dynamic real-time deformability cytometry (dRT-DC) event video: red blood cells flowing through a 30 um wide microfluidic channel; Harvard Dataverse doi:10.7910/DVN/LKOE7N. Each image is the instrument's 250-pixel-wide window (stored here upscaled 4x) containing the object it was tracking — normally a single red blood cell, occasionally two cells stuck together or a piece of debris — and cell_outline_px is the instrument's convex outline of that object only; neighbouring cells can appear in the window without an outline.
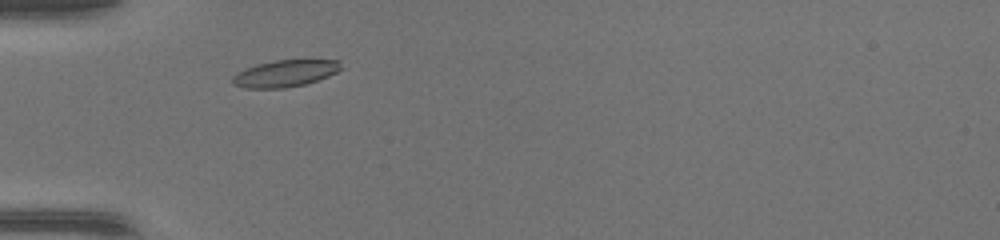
{"species": "common noctule bat (a hibernating species)", "species_latin": "Nyctalus noctula", "temperature_condition": "warm", "stored_images_in_passage": 37, "camera_frame_rate_fps": 3000, "um_per_image_px": 0.085, "animal": {"sex": "female", "body_mass_g": 17.0, "forearm_length_mm": 48.0}, "frame": {"image": 1, "passage_image": 5, "time_ms": 1.333, "image_size_px": [1000, 240], "cell_outline_px": [[340, 68], [336, 72], [328, 76], [304, 84], [284, 88], [244, 88], [232, 84], [232, 76], [236, 72], [256, 64], [276, 60], [340, 60]], "centroid_in_image_um": [24.17, 6.24], "position_along_channel_um": 60.8, "area_um2": 16.82}}
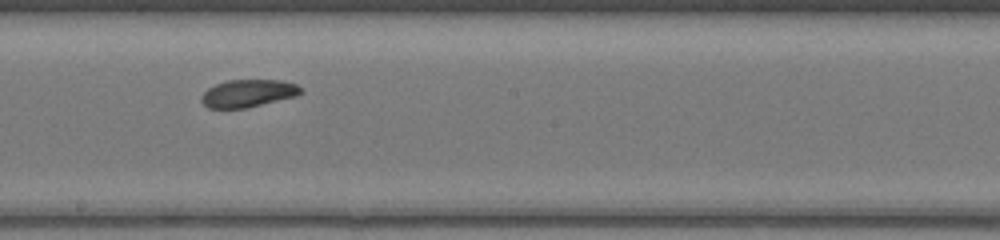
{"frame": {"image": 2, "passage_image": 17, "time_ms": 5.333, "image_size_px": [1000, 240], "cell_outline_px": [[304, 92], [296, 96], [244, 108], [208, 108], [200, 100], [200, 96], [208, 88], [216, 84], [228, 80], [280, 80], [296, 84]], "centroid_in_image_um": [21.07, 7.93], "position_along_channel_um": 227.1, "area_um2": 15.84}}
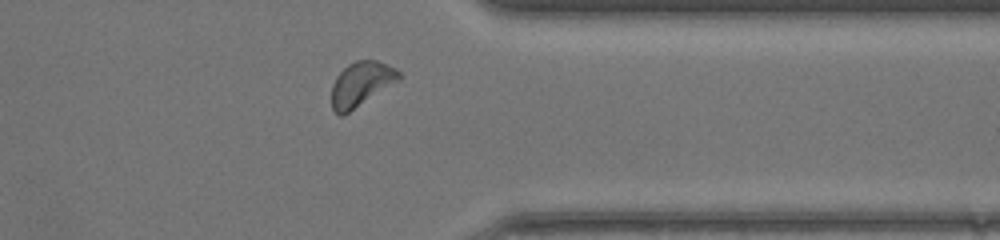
{"frame": {"image": 3, "passage_image": 28, "time_ms": 9.0, "image_size_px": [1000, 240], "cell_outline_px": [[400, 80], [348, 112], [340, 116], [332, 108], [332, 84], [336, 76], [348, 64], [356, 60], [376, 60], [396, 68], [400, 72]], "centroid_in_image_um": [30.7, 7.11], "position_along_channel_um": 380.7, "area_um2": 17.22}, "authors_computed_cell_mechanics": {"area_um2": 16.8198, "velocity_mm_per_s": 4.3092, "shape_relaxation_time_tau1_ms": 3.4046, "shape_relaxation_time_tau2_ms": 7.4328, "deformation_change_tau1": 0.0707, "deformation_change_tau2": 0.1568}}